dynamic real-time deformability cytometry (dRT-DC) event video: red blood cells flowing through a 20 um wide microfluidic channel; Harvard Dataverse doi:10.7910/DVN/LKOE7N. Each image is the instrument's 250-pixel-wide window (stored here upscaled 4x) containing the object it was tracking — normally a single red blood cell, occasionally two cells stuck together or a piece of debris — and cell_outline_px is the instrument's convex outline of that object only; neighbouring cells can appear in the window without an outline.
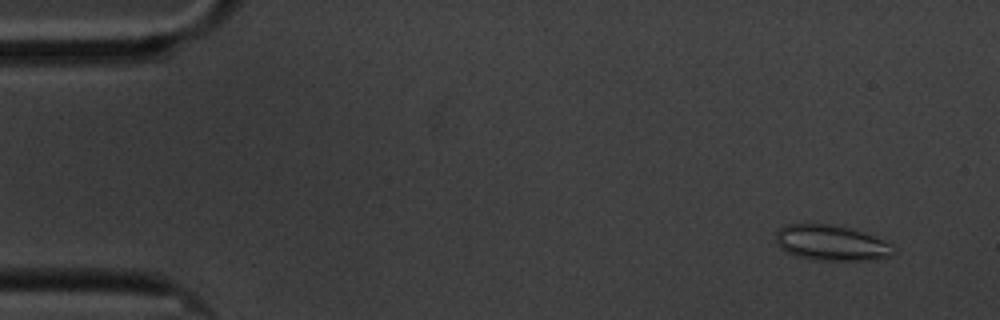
{"species": "common noctule bat (a hibernating species)", "species_latin": "Nyctalus noctula", "temperature_condition": "cold", "stored_images_in_passage": 9, "camera_frame_rate_fps": 3000, "um_per_image_px": 0.085, "animal": {"sex": "male", "body_mass_g": 20.1, "forearm_length_mm": 53.5}, "frame": {"image": 1, "passage_image": 1, "time_ms": 0.0, "image_size_px": [1000, 320], "cell_outline_px": [[896, 252], [892, 256], [876, 260], [816, 260], [796, 256], [780, 248], [776, 240], [776, 232], [780, 228], [788, 224], [828, 224], [852, 228], [876, 236], [892, 244], [896, 248]], "centroid_in_image_um": [70.73, 20.65], "position_along_channel_um": 14.3, "area_um2": 24.62}}
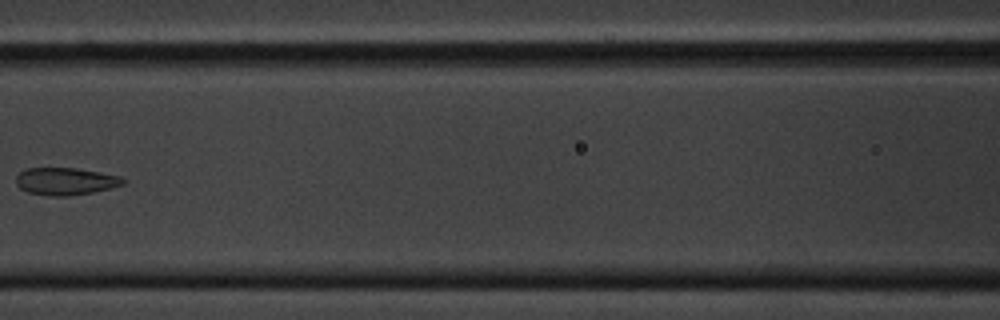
{"frame": {"image": 2, "passage_image": 7, "time_ms": 7.333, "image_size_px": [1000, 320], "cell_outline_px": [[124, 184], [92, 192], [68, 196], [52, 196], [28, 192], [20, 188], [16, 184], [16, 176], [20, 172], [28, 168], [76, 168], [120, 176], [124, 180]], "centroid_in_image_um": [5.53, 15.41], "position_along_channel_um": 161.1, "area_um2": 16.82}}
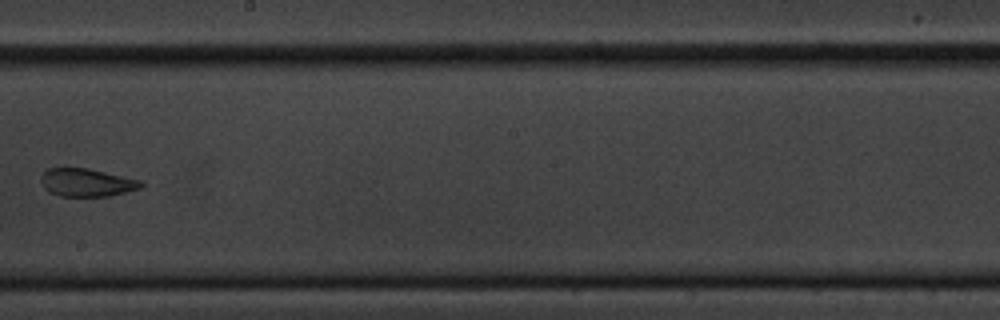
{"frame": {"image": 3, "passage_image": 9, "time_ms": 9.667, "image_size_px": [1000, 320], "cell_outline_px": [[144, 184], [140, 188], [108, 196], [60, 196], [48, 192], [40, 184], [40, 176], [48, 168], [88, 168], [140, 180]], "centroid_in_image_um": [7.31, 15.51], "position_along_channel_um": 240.9, "area_um2": 16.3}}